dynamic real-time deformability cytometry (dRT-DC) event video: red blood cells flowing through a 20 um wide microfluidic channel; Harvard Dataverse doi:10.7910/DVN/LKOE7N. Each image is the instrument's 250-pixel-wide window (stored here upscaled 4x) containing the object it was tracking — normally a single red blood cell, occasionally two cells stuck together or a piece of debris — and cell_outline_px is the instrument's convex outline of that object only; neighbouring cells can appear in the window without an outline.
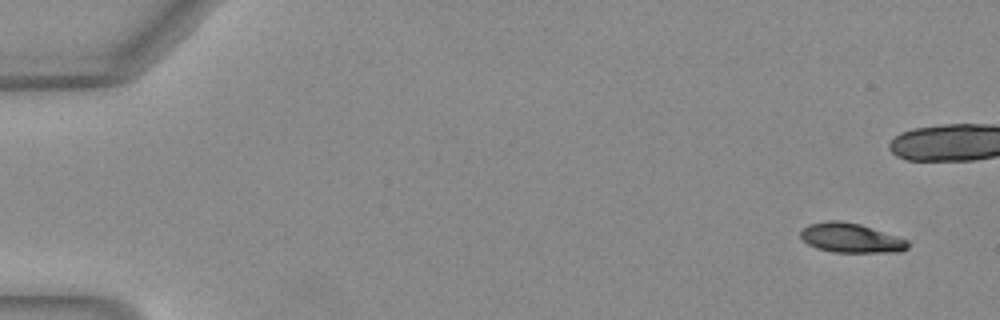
{"species": "Egyptian fruit bat (a non-hibernating species)", "species_latin": "Rousettus aegyptiacus", "temperature_condition": "warm", "stored_images_in_passage": 29, "camera_frame_rate_fps": 3000, "um_per_image_px": 0.085, "animal": {"sex": "female"}, "frame": {"image": 1, "passage_image": 1, "time_ms": 0.0, "image_size_px": [1000, 320], "cell_outline_px": [[908, 248], [900, 252], [832, 252], [816, 248], [808, 244], [800, 236], [800, 232], [808, 224], [828, 220], [840, 220], [860, 224], [908, 240]], "centroid_in_image_um": [72.31, 20.22], "position_along_channel_um": 12.7, "area_um2": 18.38}}
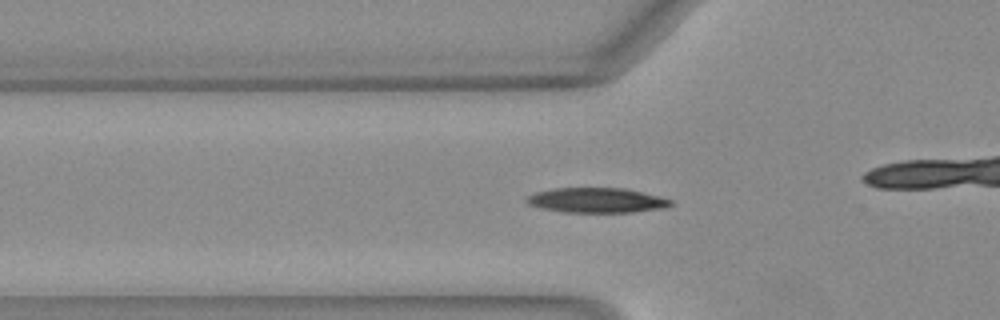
{"frame": {"image": 2, "passage_image": 16, "time_ms": 5.0, "image_size_px": [1000, 320], "cell_outline_px": [[672, 204], [664, 208], [632, 212], [564, 212], [544, 208], [528, 204], [524, 200], [528, 196], [536, 192], [552, 188], [624, 188], [660, 196], [672, 200]], "centroid_in_image_um": [50.72, 17.02], "position_along_channel_um": 75.1, "area_um2": 20.81}}
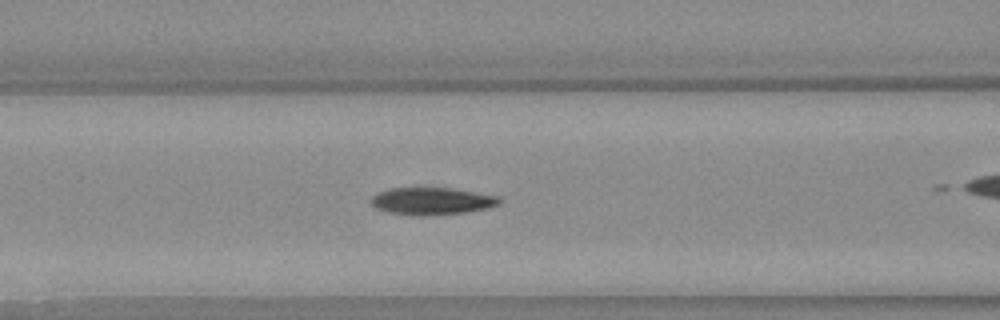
{"frame": {"image": 3, "passage_image": 20, "time_ms": 6.333, "image_size_px": [1000, 320], "cell_outline_px": [[500, 204], [484, 208], [464, 212], [424, 216], [412, 216], [388, 212], [376, 208], [372, 204], [372, 196], [380, 192], [392, 188], [452, 188], [500, 196]], "centroid_in_image_um": [36.71, 17.09], "position_along_channel_um": 129.9, "area_um2": 20.23}}